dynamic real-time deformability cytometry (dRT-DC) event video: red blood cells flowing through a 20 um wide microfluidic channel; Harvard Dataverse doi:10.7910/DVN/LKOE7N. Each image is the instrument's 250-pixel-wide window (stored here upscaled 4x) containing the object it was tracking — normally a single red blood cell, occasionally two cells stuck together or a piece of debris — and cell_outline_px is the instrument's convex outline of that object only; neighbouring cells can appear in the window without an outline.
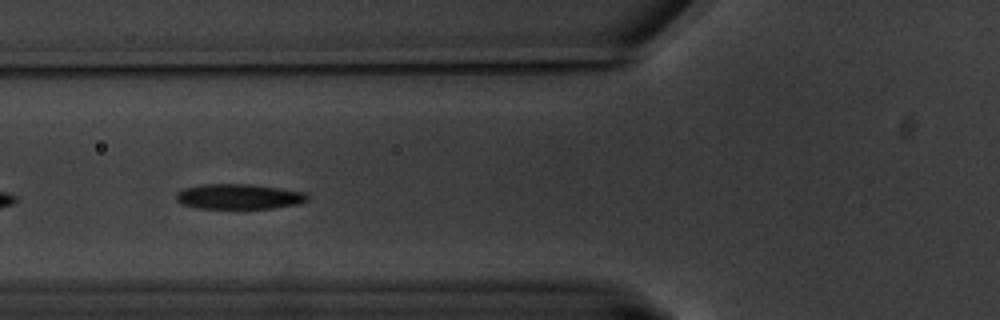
{"species": "common noctule bat (a hibernating species)", "species_latin": "Nyctalus noctula", "temperature_condition": "warm", "stored_images_in_passage": 12, "camera_frame_rate_fps": 3000, "um_per_image_px": 0.085, "animal": {"sex": "male", "body_mass_g": 20.1, "forearm_length_mm": 53.5}, "frame": {"image": 1, "passage_image": 6, "time_ms": 1.667, "image_size_px": [1000, 320], "cell_outline_px": [[308, 200], [300, 204], [272, 208], [196, 208], [180, 204], [176, 200], [176, 192], [184, 188], [200, 184], [256, 184], [304, 192], [308, 196]], "centroid_in_image_um": [20.28, 16.7], "position_along_channel_um": 105.5, "area_um2": 19.48}}